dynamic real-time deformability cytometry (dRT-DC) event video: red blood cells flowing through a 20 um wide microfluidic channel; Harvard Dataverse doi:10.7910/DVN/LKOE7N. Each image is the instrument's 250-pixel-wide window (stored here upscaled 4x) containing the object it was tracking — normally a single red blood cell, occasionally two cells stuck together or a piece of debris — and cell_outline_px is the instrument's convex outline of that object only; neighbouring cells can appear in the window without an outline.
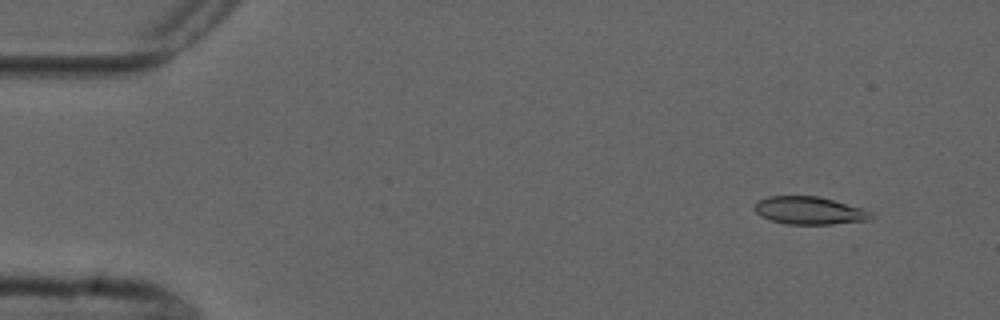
{"species": "common noctule bat (a hibernating species)", "species_latin": "Nyctalus noctula", "temperature_condition": "cold", "stored_images_in_passage": 4, "camera_frame_rate_fps": 3000, "um_per_image_px": 0.085, "animal": {"sex": "male", "forearm_length_mm": 52.5}, "frame": {"image": 1, "passage_image": 1, "time_ms": 0.0, "image_size_px": [1000, 320], "cell_outline_px": [[876, 216], [864, 220], [832, 224], [788, 224], [772, 220], [760, 216], [756, 212], [756, 204], [760, 200], [768, 196], [816, 196], [832, 200], [860, 208], [872, 212]], "centroid_in_image_um": [68.79, 17.9], "position_along_channel_um": 16.2, "area_um2": 18.38}}
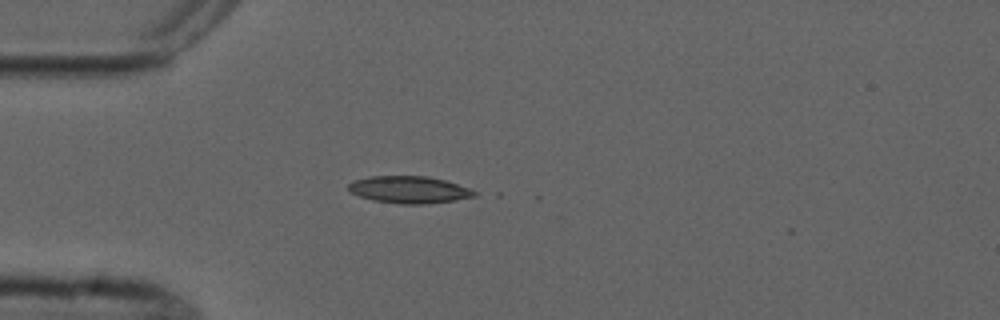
{"frame": {"image": 2, "passage_image": 4, "time_ms": 3.333, "image_size_px": [1000, 320], "cell_outline_px": [[476, 196], [456, 200], [424, 204], [400, 204], [372, 200], [360, 196], [352, 192], [348, 188], [348, 184], [352, 180], [368, 176], [428, 176], [444, 180], [468, 188], [476, 192]], "centroid_in_image_um": [34.75, 16.12], "position_along_channel_um": 50.3, "area_um2": 19.83}}